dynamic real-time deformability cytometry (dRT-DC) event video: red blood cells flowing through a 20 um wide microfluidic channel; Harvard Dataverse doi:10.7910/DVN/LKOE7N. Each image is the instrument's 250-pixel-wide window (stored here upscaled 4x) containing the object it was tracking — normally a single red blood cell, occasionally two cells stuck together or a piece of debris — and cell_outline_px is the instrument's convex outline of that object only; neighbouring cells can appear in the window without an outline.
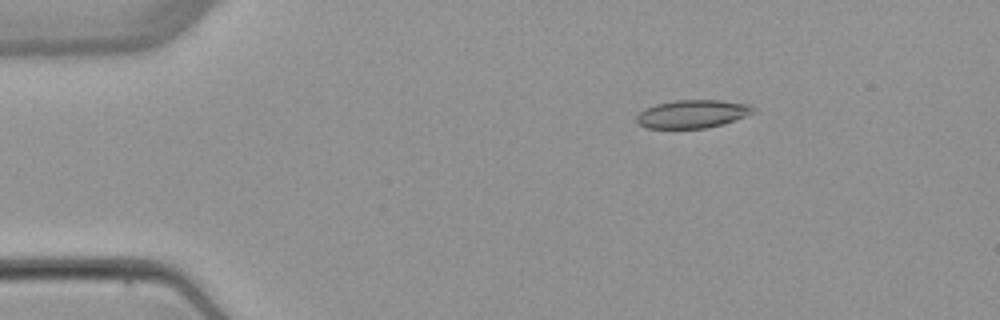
{"species": "common noctule bat (a hibernating species)", "species_latin": "Nyctalus noctula", "temperature_condition": "warm", "stored_images_in_passage": 5, "camera_frame_rate_fps": 3000, "um_per_image_px": 0.085, "animal": {"sex": "female", "body_mass_g": 22.7, "forearm_length_mm": 54.2}, "frame": {"image": 1, "passage_image": 2, "time_ms": 1.0, "image_size_px": [1000, 320], "cell_outline_px": [[756, 112], [724, 124], [704, 128], [644, 128], [636, 124], [636, 116], [644, 108], [656, 104], [676, 100], [720, 100], [752, 104], [756, 108]], "centroid_in_image_um": [58.87, 9.68], "position_along_channel_um": 26.1, "area_um2": 19.42}}
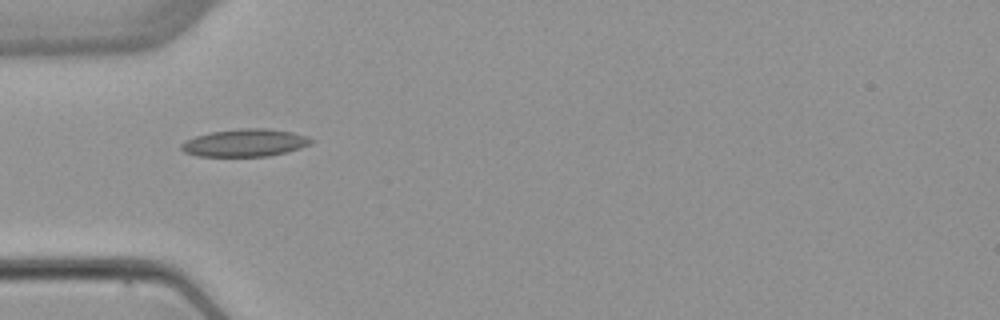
{"frame": {"image": 2, "passage_image": 4, "time_ms": 3.667, "image_size_px": [1000, 320], "cell_outline_px": [[316, 140], [312, 144], [300, 148], [268, 156], [196, 156], [184, 152], [180, 148], [180, 144], [184, 140], [196, 136], [212, 132], [240, 128], [268, 128], [292, 132], [308, 136]], "centroid_in_image_um": [20.83, 12.13], "position_along_channel_um": 64.2, "area_um2": 20.98}}
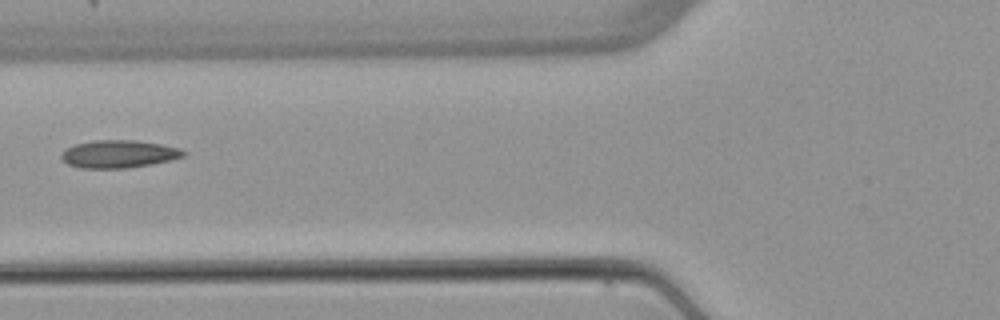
{"frame": {"image": 3, "passage_image": 5, "time_ms": 5.0, "image_size_px": [1000, 320], "cell_outline_px": [[188, 152], [184, 156], [172, 160], [152, 164], [124, 168], [80, 168], [68, 164], [60, 156], [60, 152], [64, 148], [76, 144], [92, 140], [136, 140], [160, 144], [180, 148]], "centroid_in_image_um": [10.09, 13.08], "position_along_channel_um": 115.7, "area_um2": 19.88}}